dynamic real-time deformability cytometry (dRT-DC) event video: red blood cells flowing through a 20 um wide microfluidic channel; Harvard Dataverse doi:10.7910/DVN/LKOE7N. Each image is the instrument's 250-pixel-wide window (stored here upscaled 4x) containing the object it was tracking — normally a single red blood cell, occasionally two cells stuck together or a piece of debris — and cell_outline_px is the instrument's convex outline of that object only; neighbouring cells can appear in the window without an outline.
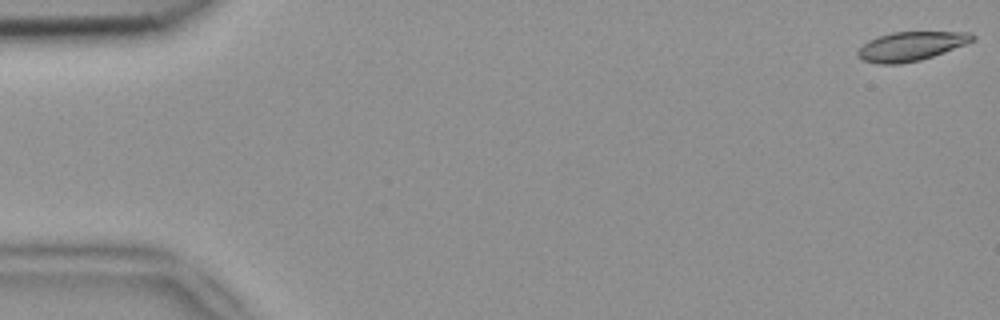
{"species": "common noctule bat (a hibernating species)", "species_latin": "Nyctalus noctula", "temperature_condition": "room temperature", "stored_images_in_passage": 5, "camera_frame_rate_fps": 3000, "um_per_image_px": 0.085, "animal": {"sex": "female", "body_mass_g": 18.4}, "frame": {"image": 1, "passage_image": 1, "time_ms": 0.0, "image_size_px": [1000, 320], "cell_outline_px": [[976, 36], [972, 40], [964, 44], [944, 52], [920, 60], [900, 64], [880, 64], [864, 60], [856, 56], [856, 52], [868, 40], [876, 36], [892, 32], [972, 32]], "centroid_in_image_um": [77.39, 3.92], "position_along_channel_um": 7.6, "area_um2": 19.31}}
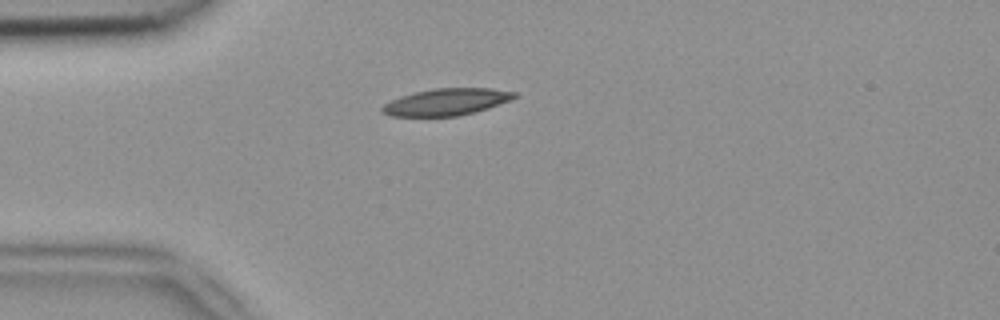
{"frame": {"image": 2, "passage_image": 5, "time_ms": 1.333, "image_size_px": [1000, 320], "cell_outline_px": [[516, 96], [512, 100], [488, 108], [456, 116], [392, 116], [380, 112], [380, 108], [384, 104], [400, 96], [432, 88], [492, 88], [516, 92]], "centroid_in_image_um": [37.94, 8.66], "position_along_channel_um": 47.1, "area_um2": 20.63}}